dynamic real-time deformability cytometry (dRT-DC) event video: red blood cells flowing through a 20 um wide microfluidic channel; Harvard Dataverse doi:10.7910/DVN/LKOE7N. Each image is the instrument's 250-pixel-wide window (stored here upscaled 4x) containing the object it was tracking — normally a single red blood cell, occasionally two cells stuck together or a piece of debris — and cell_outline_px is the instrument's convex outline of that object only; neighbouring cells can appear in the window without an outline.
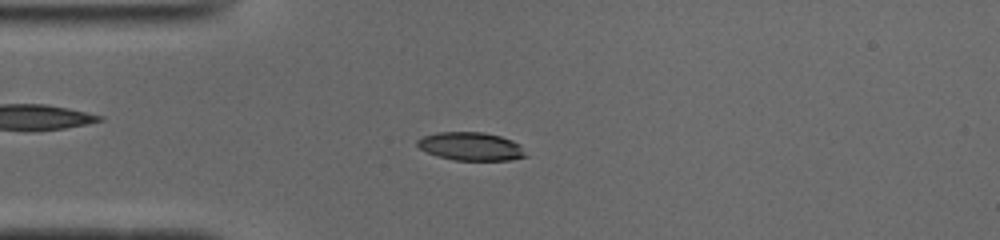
{"species": "common noctule bat (a hibernating species)", "species_latin": "Nyctalus noctula", "temperature_condition": "cold", "stored_images_in_passage": 50, "camera_frame_rate_fps": 3000, "um_per_image_px": 0.085, "animal": {"sex": "male", "body_mass_g": 19.0, "forearm_length_mm": 50.8}, "frame": {"image": 1, "passage_image": 12, "time_ms": 3.667, "image_size_px": [1000, 240], "cell_outline_px": [[528, 156], [508, 160], [456, 160], [440, 156], [428, 152], [420, 148], [416, 144], [416, 140], [424, 136], [440, 132], [484, 132], [500, 136], [512, 140], [520, 144]], "centroid_in_image_um": [40.05, 12.43], "position_along_channel_um": 44.9, "area_um2": 17.69}}
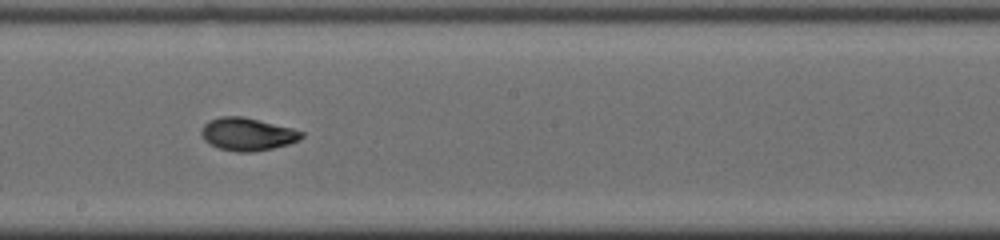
{"frame": {"image": 2, "passage_image": 27, "time_ms": 8.667, "image_size_px": [1000, 240], "cell_outline_px": [[304, 136], [300, 140], [288, 144], [272, 148], [252, 152], [236, 152], [220, 148], [204, 140], [200, 132], [204, 124], [208, 120], [220, 116], [244, 116], [292, 128], [304, 132]], "centroid_in_image_um": [21.03, 11.39], "position_along_channel_um": 227.2, "area_um2": 19.19}}
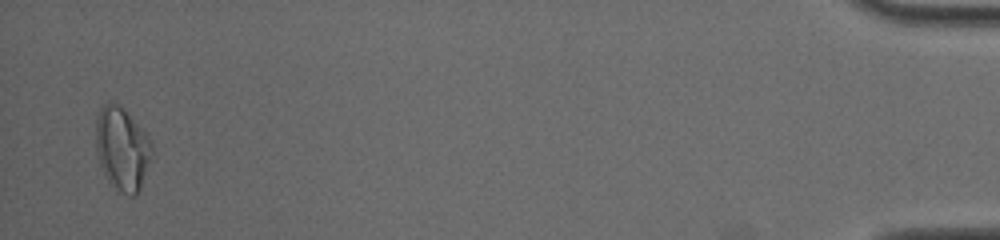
{"frame": {"image": 3, "passage_image": 49, "time_ms": 16.0, "image_size_px": [1000, 240], "cell_outline_px": [[152, 160], [140, 188], [136, 196], [128, 196], [108, 180], [100, 164], [96, 148], [96, 120], [100, 108], [104, 104], [116, 104], [144, 132], [152, 144]], "centroid_in_image_um": [10.39, 12.69], "position_along_channel_um": 424.8, "area_um2": 26.36}, "authors_computed_cell_mechanics": {"area_um2": 18.3226, "velocity_mm_per_s": 3.9317, "shape_relaxation_time_tau1_ms": 6.1485, "shape_relaxation_time_tau2_ms": 1.5585, "deformation_change_tau1": 0.2071, "deformation_change_tau2": 0.0642}}